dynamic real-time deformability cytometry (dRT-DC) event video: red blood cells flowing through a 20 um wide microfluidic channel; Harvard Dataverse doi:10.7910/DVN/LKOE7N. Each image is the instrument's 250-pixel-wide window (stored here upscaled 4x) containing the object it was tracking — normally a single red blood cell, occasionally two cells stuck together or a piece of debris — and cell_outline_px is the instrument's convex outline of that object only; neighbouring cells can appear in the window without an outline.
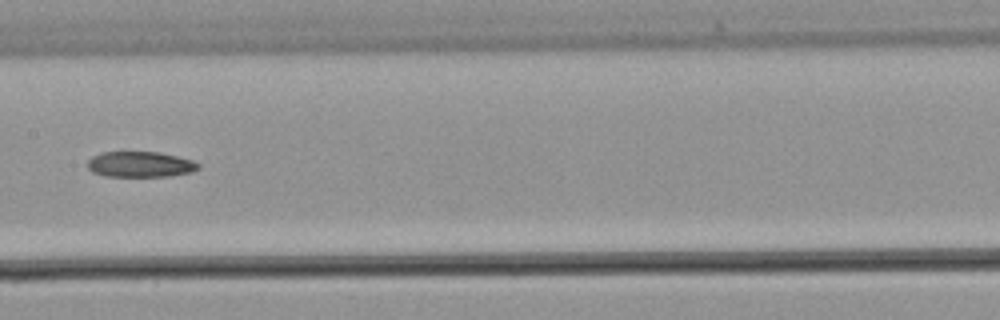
{"species": "common noctule bat (a hibernating species)", "species_latin": "Nyctalus noctula", "temperature_condition": "warm", "stored_images_in_passage": 32, "camera_frame_rate_fps": 3000, "um_per_image_px": 0.085, "animal": {"sex": "male", "body_mass_g": 21.5, "forearm_length_mm": 52.0}, "frame": {"image": 1, "passage_image": 10, "time_ms": 3.0, "image_size_px": [1000, 320], "cell_outline_px": [[200, 168], [192, 172], [172, 176], [104, 176], [92, 172], [88, 168], [88, 160], [92, 156], [100, 152], [160, 152], [192, 160], [200, 164]], "centroid_in_image_um": [11.92, 13.97], "position_along_channel_um": 195.5, "area_um2": 16.65}}